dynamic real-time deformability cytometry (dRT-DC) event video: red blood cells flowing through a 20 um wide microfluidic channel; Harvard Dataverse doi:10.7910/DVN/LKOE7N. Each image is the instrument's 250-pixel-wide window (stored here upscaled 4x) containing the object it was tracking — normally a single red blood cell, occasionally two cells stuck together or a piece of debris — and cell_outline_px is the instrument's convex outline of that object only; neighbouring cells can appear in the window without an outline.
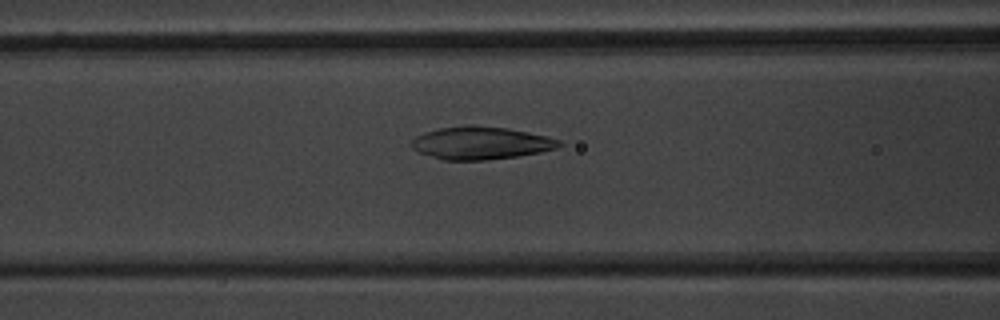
{"species": "common noctule bat (a hibernating species)", "species_latin": "Nyctalus noctula", "temperature_condition": "warm", "stored_images_in_passage": 51, "camera_frame_rate_fps": 3000, "um_per_image_px": 0.085, "animal": {"sex": "male", "body_mass_g": 20.1, "forearm_length_mm": 53.5}, "frame": {"image": 1, "passage_image": 22, "time_ms": 7.0, "image_size_px": [1000, 320], "cell_outline_px": [[564, 144], [556, 148], [540, 152], [516, 156], [484, 160], [444, 160], [420, 152], [412, 148], [408, 144], [416, 136], [424, 132], [440, 128], [464, 124], [472, 124], [508, 128], [548, 136], [560, 140]], "centroid_in_image_um": [40.86, 12.13], "position_along_channel_um": 125.7, "area_um2": 28.32}}
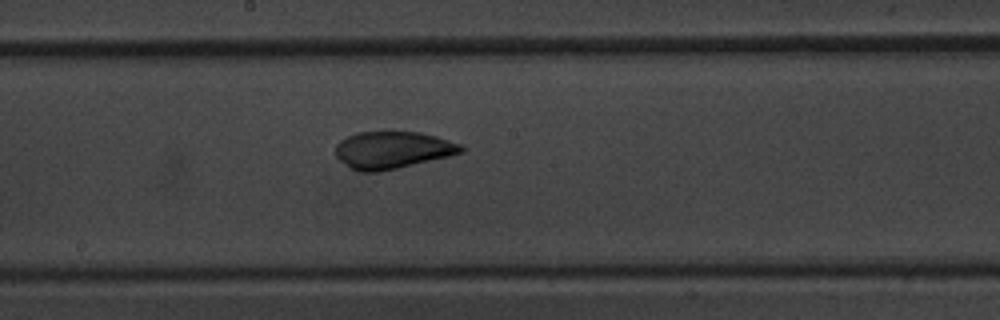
{"frame": {"image": 2, "passage_image": 29, "time_ms": 9.333, "image_size_px": [1000, 320], "cell_outline_px": [[464, 152], [448, 156], [380, 172], [360, 172], [352, 168], [340, 160], [336, 156], [336, 144], [340, 140], [356, 132], [420, 132], [436, 136], [460, 144], [464, 148]], "centroid_in_image_um": [33.35, 12.75], "position_along_channel_um": 214.9, "area_um2": 26.99}}
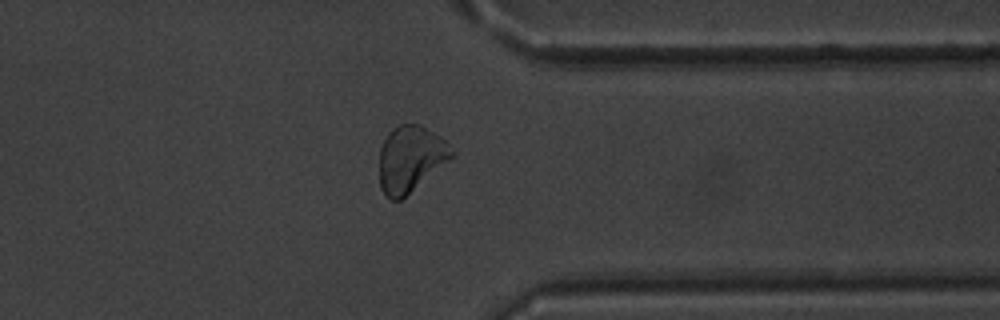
{"frame": {"image": 3, "passage_image": 42, "time_ms": 13.667, "image_size_px": [1000, 320], "cell_outline_px": [[456, 156], [400, 200], [392, 200], [380, 188], [380, 148], [388, 132], [392, 128], [400, 124], [420, 124], [440, 136], [448, 144]], "centroid_in_image_um": [34.91, 13.48], "position_along_channel_um": 376.5, "area_um2": 27.8}}